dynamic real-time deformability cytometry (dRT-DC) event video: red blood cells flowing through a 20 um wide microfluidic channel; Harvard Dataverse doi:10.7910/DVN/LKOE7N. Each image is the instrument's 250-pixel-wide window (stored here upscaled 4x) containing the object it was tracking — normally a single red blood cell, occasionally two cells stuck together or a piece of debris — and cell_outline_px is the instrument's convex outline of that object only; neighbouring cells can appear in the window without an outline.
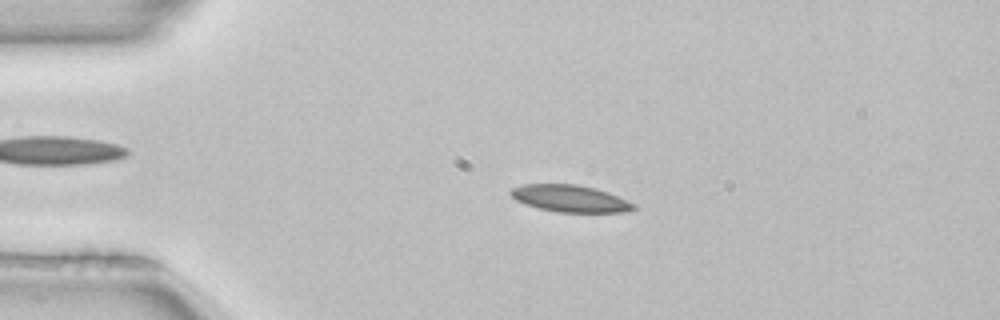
{"species": "common noctule bat (a hibernating species)", "species_latin": "Nyctalus noctula", "temperature_condition": "room temperature", "stored_images_in_passage": 2, "camera_frame_rate_fps": 3000, "um_per_image_px": 0.085, "animal": {"sex": "female", "body_mass_g": 22.7, "forearm_length_mm": 54.2}, "frame": {"image": 1, "passage_image": 1, "time_ms": 0.0, "image_size_px": [1000, 320], "cell_outline_px": [[636, 208], [628, 212], [556, 212], [524, 204], [516, 200], [508, 192], [512, 188], [524, 184], [576, 184], [596, 188], [608, 192], [636, 204]], "centroid_in_image_um": [48.47, 16.87], "position_along_channel_um": 36.5, "area_um2": 19.36}}